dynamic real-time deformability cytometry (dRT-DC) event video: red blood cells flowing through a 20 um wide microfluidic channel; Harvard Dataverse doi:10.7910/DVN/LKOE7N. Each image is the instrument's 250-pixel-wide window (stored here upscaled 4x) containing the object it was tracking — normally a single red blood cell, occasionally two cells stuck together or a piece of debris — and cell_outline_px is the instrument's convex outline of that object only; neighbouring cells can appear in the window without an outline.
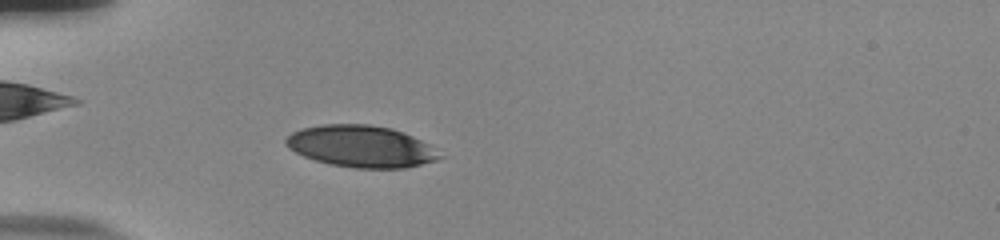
{"species": "human", "species_latin": "Homo sapiens", "temperature_condition": "room temperature", "stored_images_in_passage": 53, "camera_frame_rate_fps": 3000, "um_per_image_px": 0.085, "donor": {"sex": "male"}, "frame": {"image": 1, "passage_image": 15, "time_ms": 4.667, "image_size_px": [1000, 240], "cell_outline_px": [[444, 156], [436, 160], [404, 168], [352, 168], [332, 164], [316, 160], [304, 156], [288, 148], [284, 144], [284, 140], [292, 132], [304, 128], [324, 124], [368, 124], [392, 128], [412, 136], [428, 144]], "centroid_in_image_um": [30.68, 12.44], "position_along_channel_um": 54.3, "area_um2": 37.17}}
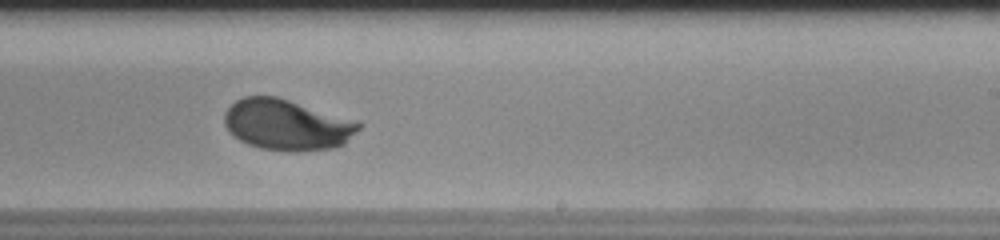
{"frame": {"image": 2, "passage_image": 33, "time_ms": 10.667, "image_size_px": [1000, 240], "cell_outline_px": [[364, 124], [344, 144], [336, 148], [296, 152], [288, 152], [260, 148], [248, 144], [240, 140], [224, 124], [224, 116], [228, 108], [236, 100], [244, 96], [276, 96]], "centroid_in_image_um": [24.38, 10.63], "position_along_channel_um": 264.6, "area_um2": 39.36}}
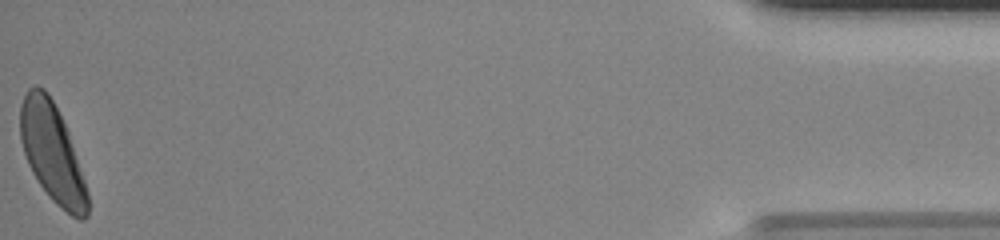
{"frame": {"image": 3, "passage_image": 53, "time_ms": 17.333, "image_size_px": [1000, 240], "cell_outline_px": [[88, 216], [84, 220], [80, 220], [72, 216], [60, 208], [48, 196], [32, 172], [28, 164], [20, 140], [20, 108], [24, 96], [28, 88], [36, 84], [44, 88], [48, 92], [68, 132], [88, 192]], "centroid_in_image_um": [4.42, 13.0], "position_along_channel_um": 430.8, "area_um2": 38.32}, "authors_computed_cell_mechanics": {"area_um2": 38.3214, "velocity_mm_per_s": 3.7594, "shape_relaxation_time_tau1_ms": 2.6337, "shape_relaxation_time_tau2_ms": null, "deformation_change_tau1": 0.1378, "deformation_change_tau2": null}}